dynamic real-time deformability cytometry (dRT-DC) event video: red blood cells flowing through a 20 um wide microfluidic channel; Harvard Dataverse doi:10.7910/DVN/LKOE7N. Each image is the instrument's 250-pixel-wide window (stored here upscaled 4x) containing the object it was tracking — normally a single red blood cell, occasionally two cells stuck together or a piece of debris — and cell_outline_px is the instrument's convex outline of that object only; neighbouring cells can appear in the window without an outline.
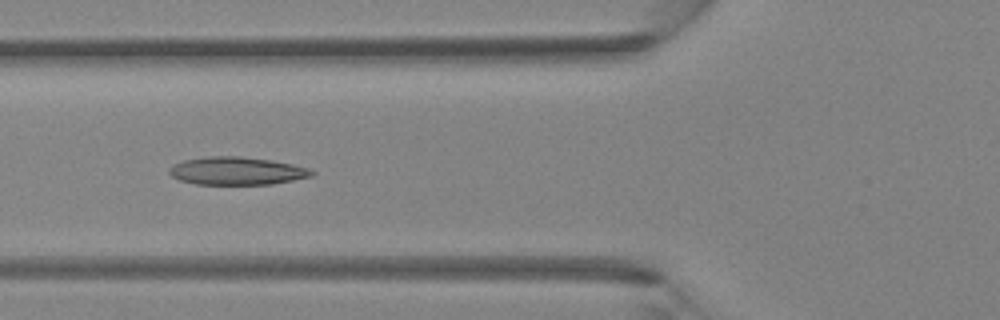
{"species": "Egyptian fruit bat (a non-hibernating species)", "species_latin": "Rousettus aegyptiacus", "temperature_condition": "room temperature", "stored_images_in_passage": 4, "camera_frame_rate_fps": 3000, "um_per_image_px": 0.085, "animal": {"sex": "female"}, "frame": {"image": 1, "passage_image": 4, "time_ms": 1.0, "image_size_px": [1000, 320], "cell_outline_px": [[316, 172], [312, 176], [272, 184], [196, 184], [180, 180], [172, 176], [168, 172], [168, 168], [172, 164], [184, 160], [208, 156], [240, 156], [272, 160], [292, 164], [308, 168]], "centroid_in_image_um": [20.11, 14.52], "position_along_channel_um": 105.7, "area_um2": 23.18}}